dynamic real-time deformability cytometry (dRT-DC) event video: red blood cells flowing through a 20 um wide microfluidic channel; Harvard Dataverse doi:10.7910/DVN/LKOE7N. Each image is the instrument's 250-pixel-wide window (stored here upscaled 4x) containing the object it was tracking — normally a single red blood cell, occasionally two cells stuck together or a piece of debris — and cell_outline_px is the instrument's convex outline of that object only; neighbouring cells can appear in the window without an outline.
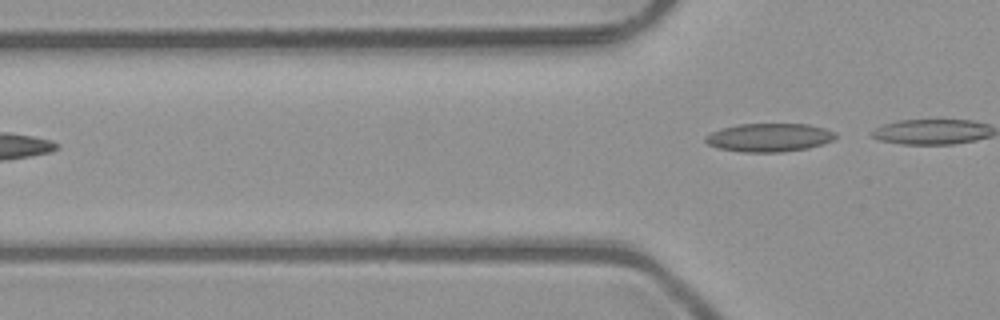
{"species": "common noctule bat (a hibernating species)", "species_latin": "Nyctalus noctula", "temperature_condition": "room temperature", "stored_images_in_passage": 3, "camera_frame_rate_fps": 3000, "um_per_image_px": 0.085, "animal": {"sex": "male", "body_mass_g": 23.1, "forearm_length_mm": 52.7}, "frame": {"image": 1, "passage_image": 3, "time_ms": 0.667, "image_size_px": [1000, 320], "cell_outline_px": [[836, 136], [832, 140], [808, 148], [784, 152], [740, 152], [720, 148], [708, 144], [704, 140], [704, 136], [712, 132], [724, 128], [740, 124], [808, 124], [824, 128], [836, 132]], "centroid_in_image_um": [65.38, 11.69], "position_along_channel_um": 60.4, "area_um2": 21.39}}